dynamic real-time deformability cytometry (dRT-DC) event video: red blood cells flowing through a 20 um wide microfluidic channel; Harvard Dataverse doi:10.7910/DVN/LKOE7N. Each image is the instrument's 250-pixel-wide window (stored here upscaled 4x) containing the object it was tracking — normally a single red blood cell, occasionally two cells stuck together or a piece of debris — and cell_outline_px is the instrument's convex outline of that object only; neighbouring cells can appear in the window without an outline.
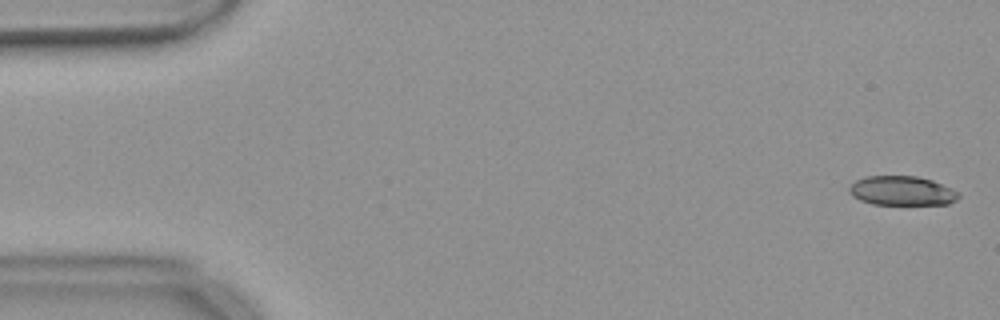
{"species": "common noctule bat (a hibernating species)", "species_latin": "Nyctalus noctula", "temperature_condition": "warm", "stored_images_in_passage": 7, "camera_frame_rate_fps": 3000, "um_per_image_px": 0.085, "animal": {"sex": "female", "body_mass_g": 18.4}, "frame": {"image": 1, "passage_image": 2, "time_ms": 0.333, "image_size_px": [1000, 320], "cell_outline_px": [[960, 196], [956, 200], [948, 204], [872, 204], [860, 200], [852, 196], [848, 192], [848, 188], [856, 180], [864, 176], [916, 176], [932, 180], [960, 192]], "centroid_in_image_um": [76.65, 16.21], "position_along_channel_um": 8.4, "area_um2": 18.73}}